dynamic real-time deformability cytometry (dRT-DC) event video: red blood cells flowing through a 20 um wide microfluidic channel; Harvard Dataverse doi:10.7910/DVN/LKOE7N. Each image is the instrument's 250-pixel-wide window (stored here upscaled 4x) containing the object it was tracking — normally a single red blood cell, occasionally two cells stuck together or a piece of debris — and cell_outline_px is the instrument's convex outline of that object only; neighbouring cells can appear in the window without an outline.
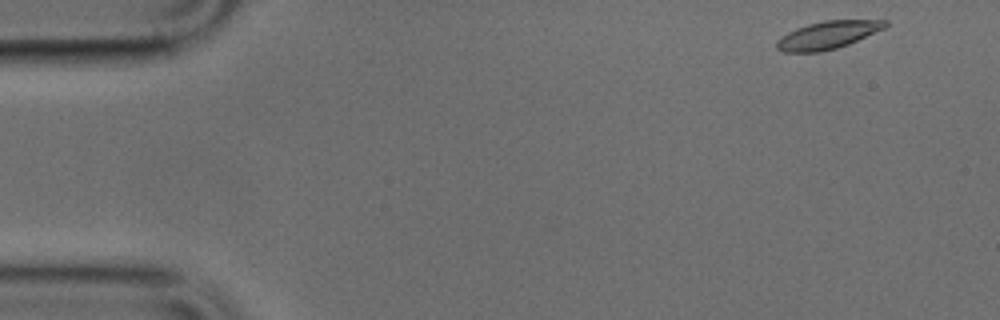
{"species": "common noctule bat (a hibernating species)", "species_latin": "Nyctalus noctula", "temperature_condition": "cold", "stored_images_in_passage": 48, "camera_frame_rate_fps": 3000, "um_per_image_px": 0.085, "animal": {"sex": "male", "body_mass_g": 17.9, "forearm_length_mm": 54.2}, "frame": {"image": 1, "passage_image": 1, "time_ms": 0.0, "image_size_px": [1000, 320], "cell_outline_px": [[888, 24], [884, 28], [848, 44], [836, 48], [820, 52], [784, 52], [776, 48], [776, 40], [788, 32], [796, 28], [808, 24], [824, 20], [888, 20]], "centroid_in_image_um": [70.33, 2.98], "position_along_channel_um": 14.7, "area_um2": 17.4}}
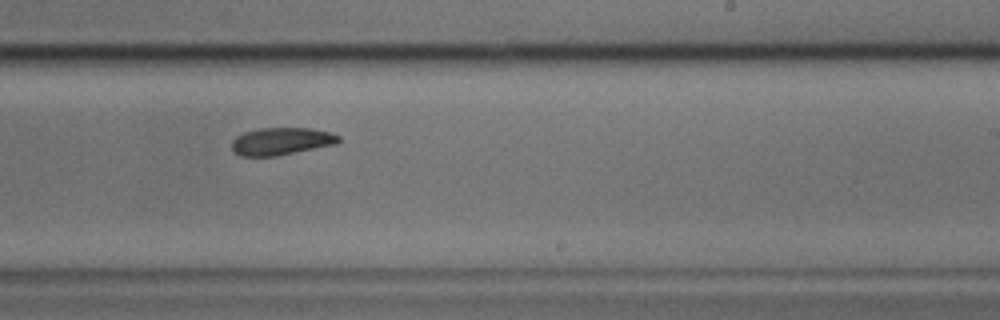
{"frame": {"image": 2, "passage_image": 28, "time_ms": 9.0, "image_size_px": [1000, 320], "cell_outline_px": [[340, 140], [336, 144], [276, 156], [240, 156], [232, 152], [232, 140], [236, 136], [244, 132], [260, 128], [308, 128], [328, 132], [340, 136]], "centroid_in_image_um": [23.87, 12.01], "position_along_channel_um": 265.1, "area_um2": 17.05}}
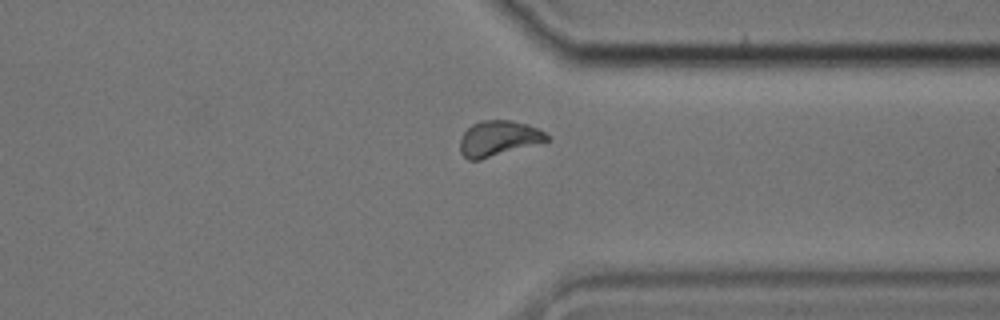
{"frame": {"image": 3, "passage_image": 36, "time_ms": 11.667, "image_size_px": [1000, 320], "cell_outline_px": [[548, 140], [480, 160], [468, 160], [460, 152], [460, 140], [464, 132], [472, 124], [480, 120], [512, 120], [528, 124], [544, 132], [548, 136]], "centroid_in_image_um": [42.32, 11.75], "position_along_channel_um": 369.1, "area_um2": 17.69}}